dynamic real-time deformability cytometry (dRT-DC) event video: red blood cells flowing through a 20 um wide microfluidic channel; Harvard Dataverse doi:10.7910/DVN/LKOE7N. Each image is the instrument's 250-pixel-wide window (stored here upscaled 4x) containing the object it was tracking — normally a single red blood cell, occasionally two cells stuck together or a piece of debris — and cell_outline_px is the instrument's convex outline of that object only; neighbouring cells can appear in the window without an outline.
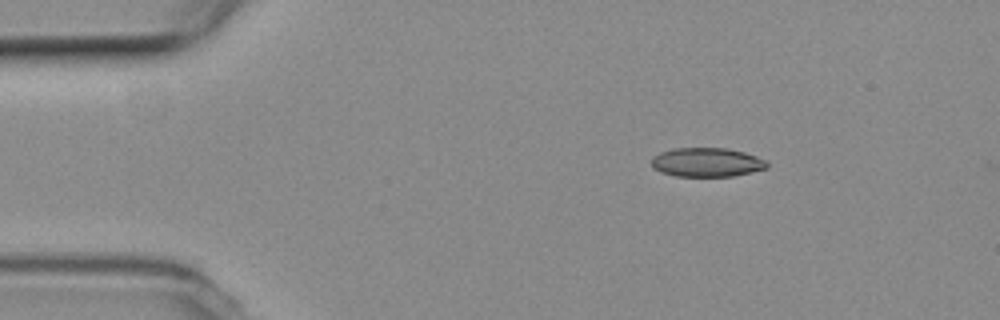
{"species": "common noctule bat (a hibernating species)", "species_latin": "Nyctalus noctula", "temperature_condition": "room temperature", "stored_images_in_passage": 51, "camera_frame_rate_fps": 3000, "um_per_image_px": 0.085, "animal": {"sex": "female", "body_mass_g": 19.3, "forearm_length_mm": 54.1}, "frame": {"image": 1, "passage_image": 5, "time_ms": 1.333, "image_size_px": [1000, 320], "cell_outline_px": [[768, 168], [752, 172], [732, 176], [676, 176], [660, 172], [652, 168], [652, 156], [660, 152], [672, 148], [728, 148], [744, 152], [756, 156], [764, 160], [768, 164]], "centroid_in_image_um": [60.05, 13.79], "position_along_channel_um": 24.9, "area_um2": 19.65}}
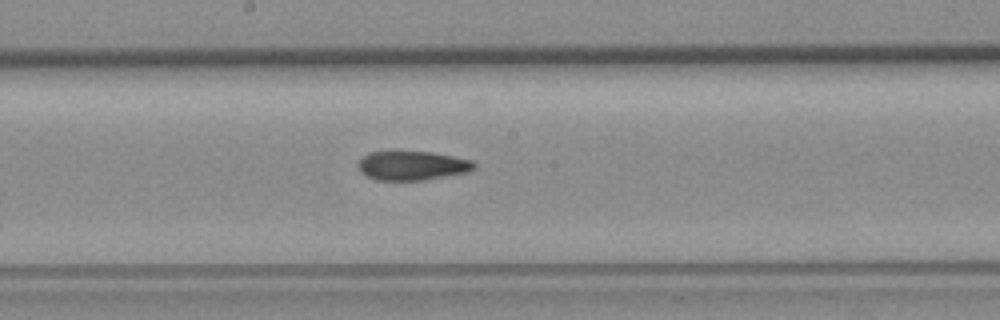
{"frame": {"image": 2, "passage_image": 25, "time_ms": 8.0, "image_size_px": [1000, 320], "cell_outline_px": [[476, 168], [468, 172], [428, 180], [376, 180], [360, 172], [360, 160], [368, 152], [432, 152], [472, 160], [476, 164]], "centroid_in_image_um": [35.1, 14.09], "position_along_channel_um": 213.1, "area_um2": 19.59}}
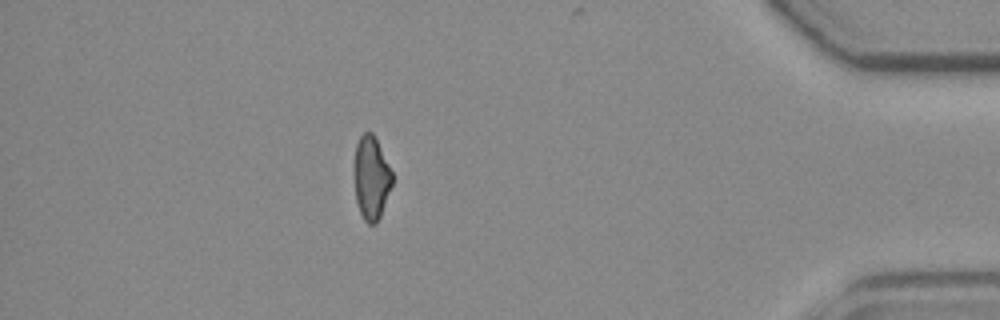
{"frame": {"image": 3, "passage_image": 44, "time_ms": 14.333, "image_size_px": [1000, 320], "cell_outline_px": [[392, 184], [380, 216], [376, 224], [368, 224], [364, 220], [360, 212], [356, 200], [352, 168], [356, 144], [360, 136], [364, 132], [372, 132], [376, 136], [392, 172]], "centroid_in_image_um": [31.53, 15.08], "position_along_channel_um": 403.7, "area_um2": 18.84}, "authors_computed_cell_mechanics": {"area_um2": 20.1144, "velocity_mm_per_s": 3.8077, "shape_relaxation_time_tau1_ms": null, "shape_relaxation_time_tau2_ms": 7.4795, "deformation_change_tau1": null, "deformation_change_tau2": 0.1618}}